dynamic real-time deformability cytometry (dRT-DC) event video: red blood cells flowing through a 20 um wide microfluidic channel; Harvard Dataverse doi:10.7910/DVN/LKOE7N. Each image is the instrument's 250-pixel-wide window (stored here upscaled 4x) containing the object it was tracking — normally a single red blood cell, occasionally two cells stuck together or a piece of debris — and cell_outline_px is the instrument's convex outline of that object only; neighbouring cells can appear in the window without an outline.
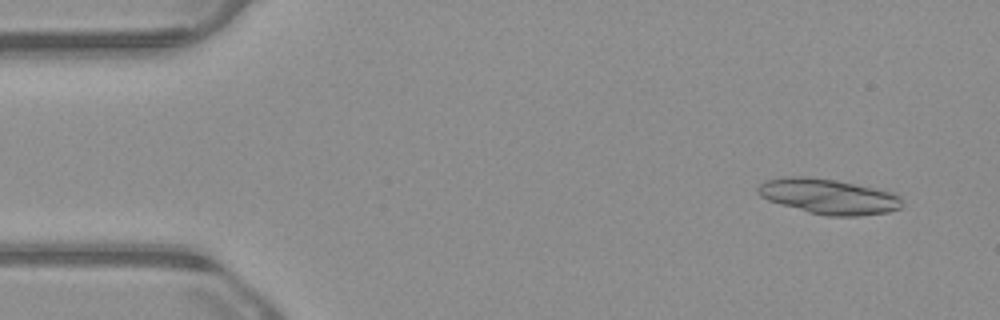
{"species": "common noctule bat (a hibernating species)", "species_latin": "Nyctalus noctula", "temperature_condition": "warm", "stored_images_in_passage": 28, "segment_of_instrument_passage": [1, 2], "camera_frame_rate_fps": 3000, "um_per_image_px": 0.085, "animal": {"sex": "male", "body_mass_g": 23.1, "forearm_length_mm": 52.7}, "frame": {"image": 1, "passage_image": 4, "time_ms": 1.0, "image_size_px": [1000, 320], "cell_outline_px": [[900, 208], [888, 212], [856, 216], [828, 216], [808, 212], [780, 204], [768, 200], [760, 196], [756, 192], [756, 188], [764, 180], [784, 176], [804, 176], [836, 180], [892, 192], [900, 196]], "centroid_in_image_um": [70.36, 16.69], "position_along_channel_um": 14.6, "area_um2": 29.54}}